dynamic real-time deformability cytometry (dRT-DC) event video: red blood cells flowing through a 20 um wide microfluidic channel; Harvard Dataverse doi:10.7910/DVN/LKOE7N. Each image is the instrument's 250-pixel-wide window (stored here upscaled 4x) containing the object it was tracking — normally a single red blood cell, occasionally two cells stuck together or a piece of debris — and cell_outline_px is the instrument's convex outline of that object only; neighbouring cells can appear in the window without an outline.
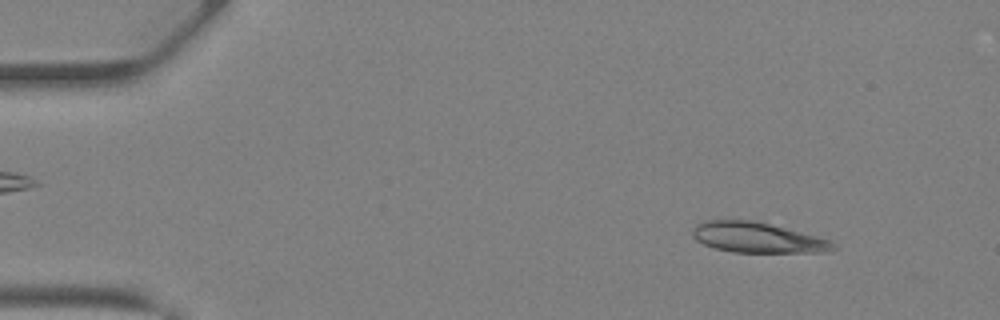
{"species": "Egyptian fruit bat (a non-hibernating species)", "species_latin": "Rousettus aegyptiacus", "temperature_condition": "warm", "stored_images_in_passage": 37, "camera_frame_rate_fps": 3000, "um_per_image_px": 0.085, "animal": {"sex": "female"}, "frame": {"image": 1, "passage_image": 1, "time_ms": 0.0, "image_size_px": [1000, 320], "cell_outline_px": [[840, 248], [832, 252], [732, 252], [716, 248], [704, 244], [696, 240], [692, 236], [692, 228], [696, 224], [704, 220], [752, 220], [832, 240]], "centroid_in_image_um": [64.41, 20.2], "position_along_channel_um": 20.6, "area_um2": 24.91}}
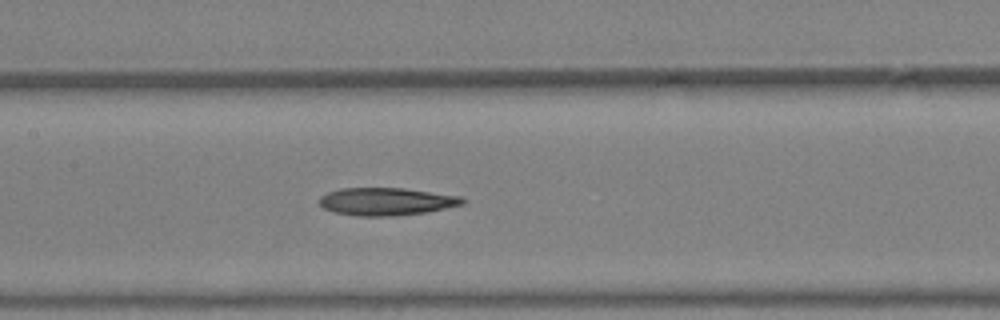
{"frame": {"image": 2, "passage_image": 16, "time_ms": 5.0, "image_size_px": [1000, 320], "cell_outline_px": [[468, 200], [464, 204], [428, 212], [396, 216], [356, 216], [332, 212], [324, 208], [320, 204], [320, 196], [328, 192], [340, 188], [404, 188], [460, 196]], "centroid_in_image_um": [32.86, 17.13], "position_along_channel_um": 174.5, "area_um2": 23.29}}
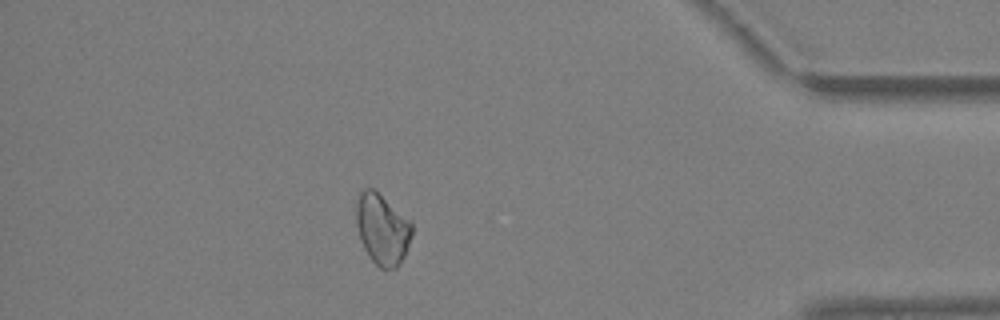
{"frame": {"image": 3, "passage_image": 32, "time_ms": 10.333, "image_size_px": [1000, 320], "cell_outline_px": [[412, 236], [404, 256], [396, 268], [380, 268], [368, 256], [360, 240], [356, 224], [356, 200], [360, 192], [364, 188], [372, 188], [412, 220]], "centroid_in_image_um": [32.49, 19.46], "position_along_channel_um": 402.7, "area_um2": 23.12}}